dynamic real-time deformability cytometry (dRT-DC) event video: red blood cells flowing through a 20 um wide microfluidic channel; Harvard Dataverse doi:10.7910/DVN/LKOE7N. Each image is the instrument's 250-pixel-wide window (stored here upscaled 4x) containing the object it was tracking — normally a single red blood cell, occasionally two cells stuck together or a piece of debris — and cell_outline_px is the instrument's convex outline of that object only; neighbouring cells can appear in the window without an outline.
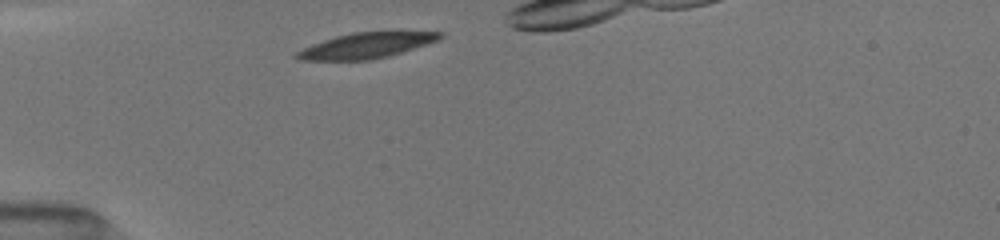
{"species": "common noctule bat (a hibernating species)", "species_latin": "Nyctalus noctula", "temperature_condition": "room temperature", "stored_images_in_passage": 12, "camera_frame_rate_fps": 3000, "um_per_image_px": 0.085, "animal": {"sex": "female", "body_mass_g": 19.5, "forearm_length_mm": 54.1}, "frame": {"image": 1, "passage_image": 1, "time_ms": 0.0, "image_size_px": [1000, 240], "cell_outline_px": [[444, 36], [436, 40], [388, 56], [368, 60], [304, 60], [296, 56], [296, 52], [304, 48], [324, 40], [336, 36], [352, 32], [444, 32]], "centroid_in_image_um": [31.11, 3.86], "position_along_channel_um": 53.9, "area_um2": 20.58}}
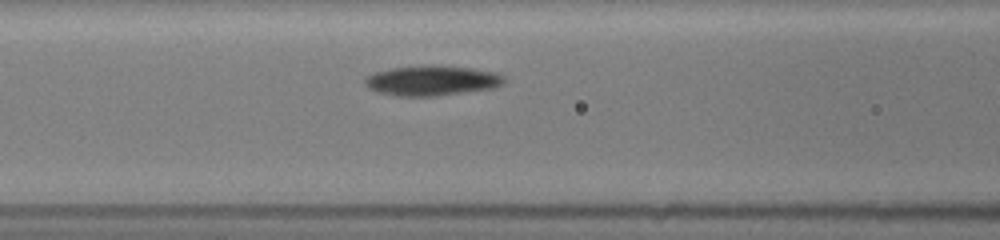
{"frame": {"image": 2, "passage_image": 5, "time_ms": 2.333, "image_size_px": [1000, 240], "cell_outline_px": [[504, 80], [500, 84], [492, 88], [436, 96], [400, 96], [380, 92], [368, 88], [364, 84], [364, 80], [368, 76], [376, 72], [392, 68], [468, 68], [492, 72], [500, 76]], "centroid_in_image_um": [36.64, 6.9], "position_along_channel_um": 130.0, "area_um2": 22.77}}
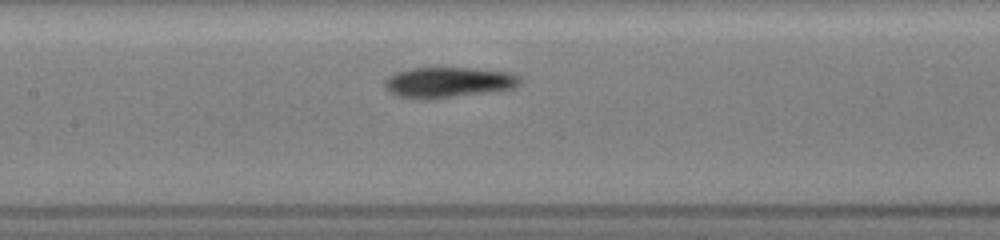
{"frame": {"image": 3, "passage_image": 8, "time_ms": 3.333, "image_size_px": [1000, 240], "cell_outline_px": [[520, 84], [512, 88], [488, 92], [452, 96], [400, 96], [392, 92], [384, 84], [384, 80], [388, 76], [396, 72], [412, 68], [472, 68], [508, 72], [516, 76], [520, 80]], "centroid_in_image_um": [38.14, 6.94], "position_along_channel_um": 169.3, "area_um2": 22.77}}